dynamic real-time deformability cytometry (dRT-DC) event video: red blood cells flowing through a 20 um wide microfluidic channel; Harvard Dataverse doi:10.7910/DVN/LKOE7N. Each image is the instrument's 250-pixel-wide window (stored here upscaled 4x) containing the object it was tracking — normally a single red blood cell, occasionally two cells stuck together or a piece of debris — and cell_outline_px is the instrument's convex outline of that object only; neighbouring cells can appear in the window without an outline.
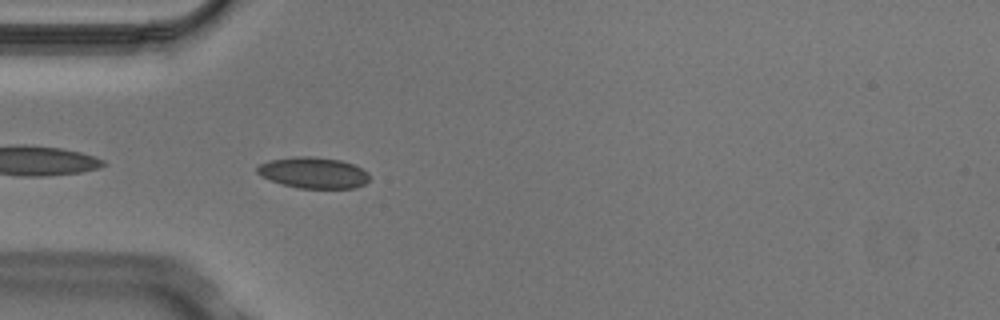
{"species": "Egyptian fruit bat (a non-hibernating species)", "species_latin": "Rousettus aegyptiacus", "temperature_condition": "cold", "stored_images_in_passage": 2, "camera_frame_rate_fps": 3000, "um_per_image_px": 0.085, "animal": {"sex": "male"}, "frame": {"image": 1, "passage_image": 2, "time_ms": 0.333, "image_size_px": [1000, 320], "cell_outline_px": [[368, 180], [364, 184], [356, 188], [300, 188], [284, 184], [260, 176], [256, 172], [256, 168], [260, 164], [268, 160], [296, 156], [312, 156], [340, 160], [352, 164], [368, 172]], "centroid_in_image_um": [26.62, 14.67], "position_along_channel_um": 58.4, "area_um2": 20.23}}